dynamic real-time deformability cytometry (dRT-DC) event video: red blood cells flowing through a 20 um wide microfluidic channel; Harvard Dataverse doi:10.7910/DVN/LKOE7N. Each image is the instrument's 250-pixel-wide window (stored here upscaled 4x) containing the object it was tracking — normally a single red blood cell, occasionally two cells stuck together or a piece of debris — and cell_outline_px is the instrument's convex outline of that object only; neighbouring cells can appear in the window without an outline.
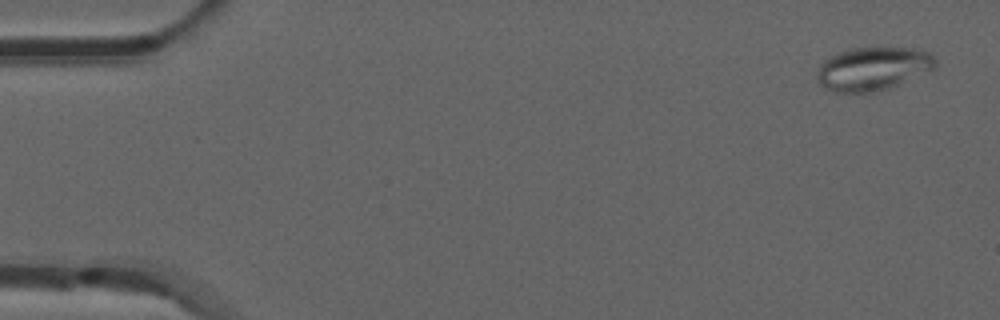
{"species": "common noctule bat (a hibernating species)", "species_latin": "Nyctalus noctula", "temperature_condition": "room temperature", "stored_images_in_passage": 54, "camera_frame_rate_fps": 3000, "um_per_image_px": 0.085, "animal": {"sex": "male", "forearm_length_mm": 52.5}, "frame": {"image": 1, "passage_image": 3, "time_ms": 0.667, "image_size_px": [1000, 320], "cell_outline_px": [[936, 64], [932, 68], [900, 84], [888, 88], [868, 92], [836, 92], [820, 84], [816, 80], [816, 68], [824, 60], [840, 52], [856, 48], [912, 48], [928, 52], [936, 60]], "centroid_in_image_um": [74.15, 5.84], "position_along_channel_um": 10.9, "area_um2": 29.36}}
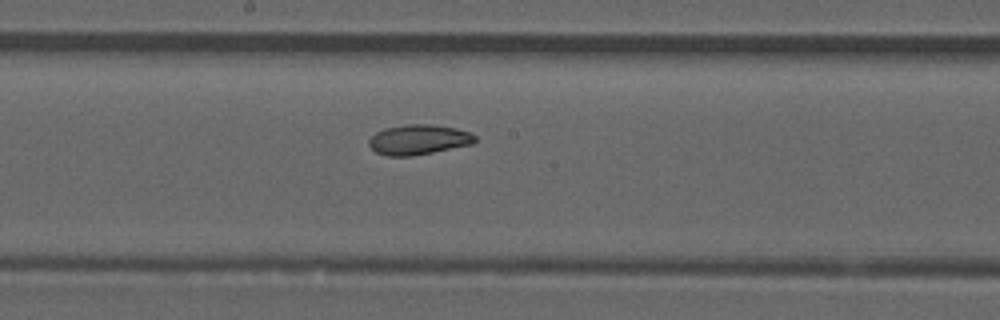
{"frame": {"image": 2, "passage_image": 29, "time_ms": 9.333, "image_size_px": [1000, 320], "cell_outline_px": [[476, 140], [472, 144], [412, 156], [388, 156], [376, 152], [368, 144], [368, 140], [376, 132], [388, 128], [408, 124], [432, 124], [456, 128], [472, 132], [476, 136]], "centroid_in_image_um": [35.6, 11.86], "position_along_channel_um": 212.6, "area_um2": 18.5}}
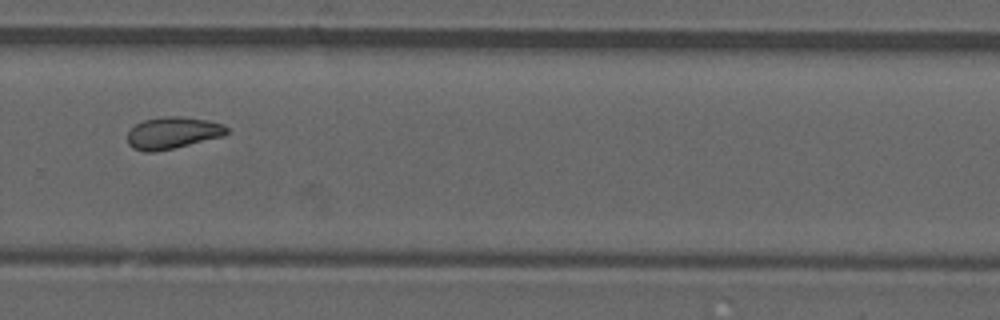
{"frame": {"image": 3, "passage_image": 37, "time_ms": 12.0, "image_size_px": [1000, 320], "cell_outline_px": [[228, 132], [224, 136], [172, 148], [152, 152], [144, 152], [132, 148], [128, 144], [128, 132], [136, 124], [144, 120], [164, 116], [180, 116], [208, 120], [220, 124], [228, 128]], "centroid_in_image_um": [14.66, 11.29], "position_along_channel_um": 315.1, "area_um2": 18.26}, "authors_computed_cell_mechanics": {"area_um2": 18.8139, "velocity_mm_per_s": 3.8542, "shape_relaxation_time_tau1_ms": null, "shape_relaxation_time_tau2_ms": 2.2328, "deformation_change_tau1": null, "deformation_change_tau2": 0.0658}}